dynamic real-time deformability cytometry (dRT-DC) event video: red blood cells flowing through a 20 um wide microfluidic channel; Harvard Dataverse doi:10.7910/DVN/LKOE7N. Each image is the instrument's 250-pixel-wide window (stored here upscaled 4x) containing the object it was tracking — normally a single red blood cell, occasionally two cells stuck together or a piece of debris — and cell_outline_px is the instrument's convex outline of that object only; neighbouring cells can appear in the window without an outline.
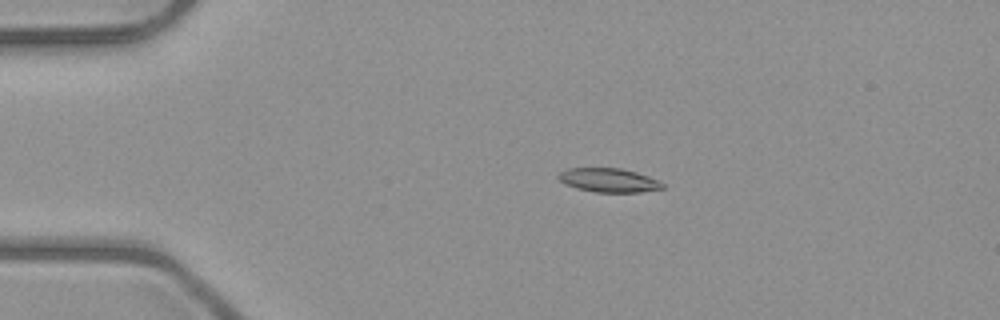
{"species": "common noctule bat (a hibernating species)", "species_latin": "Nyctalus noctula", "temperature_condition": "room temperature", "stored_images_in_passage": 8, "camera_frame_rate_fps": 3000, "um_per_image_px": 0.085, "animal": {"sex": "male", "body_mass_g": 23.1, "forearm_length_mm": 52.7}, "frame": {"image": 1, "passage_image": 4, "time_ms": 3.667, "image_size_px": [1000, 320], "cell_outline_px": [[664, 188], [640, 192], [596, 192], [576, 188], [564, 184], [556, 176], [560, 172], [568, 168], [620, 168], [636, 172], [648, 176], [664, 184]], "centroid_in_image_um": [51.71, 15.31], "position_along_channel_um": 33.3, "area_um2": 14.45}}
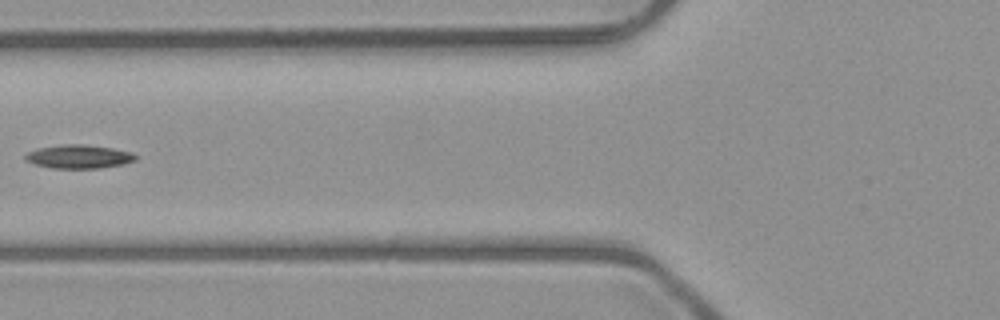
{"frame": {"image": 2, "passage_image": 7, "time_ms": 7.0, "image_size_px": [1000, 320], "cell_outline_px": [[136, 160], [124, 164], [100, 168], [52, 168], [36, 164], [24, 160], [24, 156], [28, 152], [36, 148], [64, 144], [84, 144], [112, 148], [132, 152], [136, 156]], "centroid_in_image_um": [6.69, 13.3], "position_along_channel_um": 119.1, "area_um2": 15.2}}
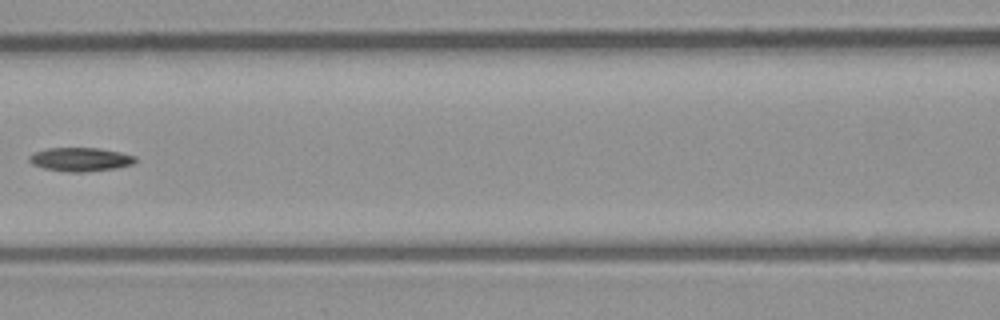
{"frame": {"image": 3, "passage_image": 8, "time_ms": 8.0, "image_size_px": [1000, 320], "cell_outline_px": [[136, 160], [132, 164], [116, 168], [84, 172], [68, 172], [44, 168], [32, 164], [28, 160], [28, 156], [32, 152], [48, 148], [100, 148], [120, 152], [136, 156]], "centroid_in_image_um": [6.8, 13.54], "position_along_channel_um": 159.8, "area_um2": 14.74}}